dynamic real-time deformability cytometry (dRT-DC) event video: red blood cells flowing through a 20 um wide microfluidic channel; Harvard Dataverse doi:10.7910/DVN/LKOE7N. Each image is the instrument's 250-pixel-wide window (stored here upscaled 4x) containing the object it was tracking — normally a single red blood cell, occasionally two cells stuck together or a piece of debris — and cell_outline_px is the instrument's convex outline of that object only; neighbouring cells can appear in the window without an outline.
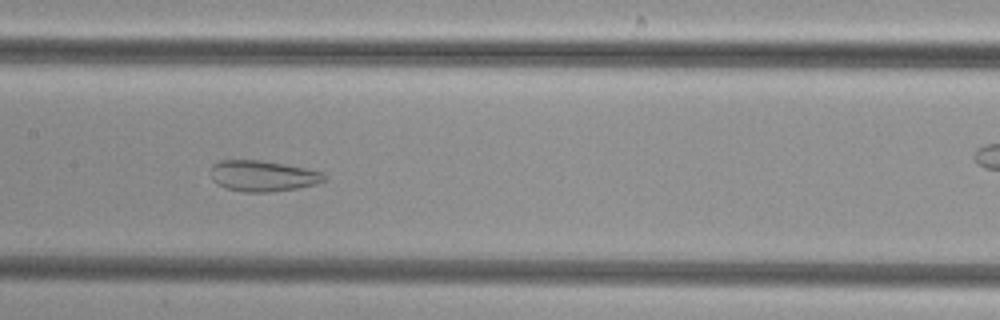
{"species": "common noctule bat (a hibernating species)", "species_latin": "Nyctalus noctula", "temperature_condition": "cold", "stored_images_in_passage": 52, "camera_frame_rate_fps": 3000, "um_per_image_px": 0.085, "animal": {"sex": "female", "body_mass_g": 29.2, "forearm_length_mm": 56.3}, "frame": {"image": 1, "passage_image": 25, "time_ms": 8.0, "image_size_px": [1000, 320], "cell_outline_px": [[328, 180], [316, 184], [296, 188], [268, 192], [244, 192], [224, 188], [216, 184], [212, 180], [212, 164], [220, 160], [264, 160], [308, 168], [324, 172], [328, 176]], "centroid_in_image_um": [22.38, 14.95], "position_along_channel_um": 185.0, "area_um2": 20.81}}
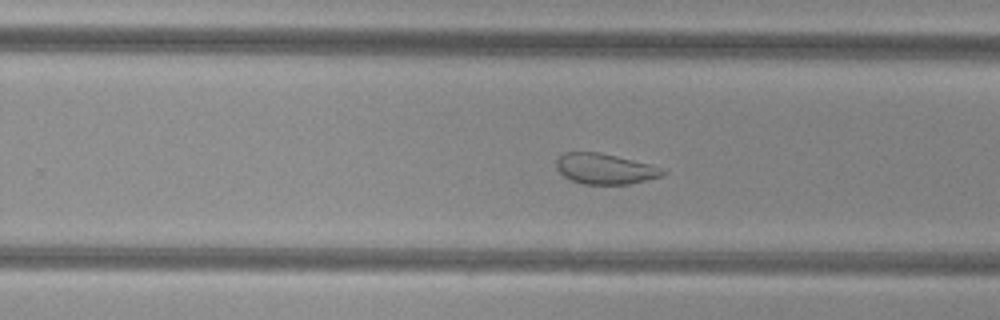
{"frame": {"image": 2, "passage_image": 32, "time_ms": 10.333, "image_size_px": [1000, 320], "cell_outline_px": [[668, 172], [660, 176], [628, 184], [584, 184], [572, 180], [564, 176], [556, 168], [556, 160], [564, 152], [600, 152], [652, 164]], "centroid_in_image_um": [51.41, 14.33], "position_along_channel_um": 278.4, "area_um2": 18.84}}
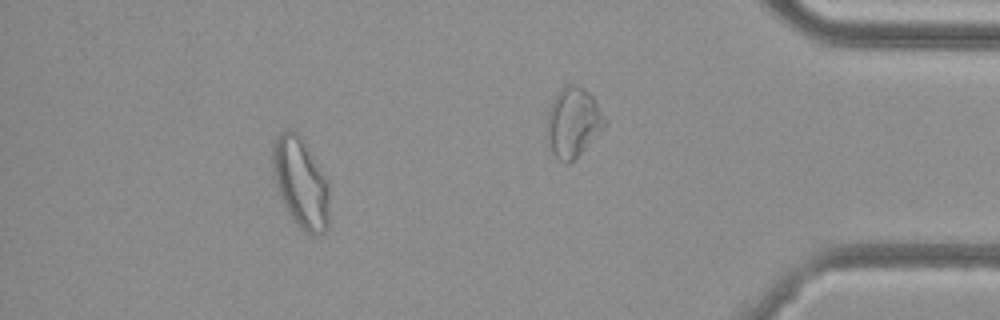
{"frame": {"image": 3, "passage_image": 46, "time_ms": 15.0, "image_size_px": [1000, 320], "cell_outline_px": [[328, 228], [324, 232], [316, 236], [304, 232], [292, 220], [284, 204], [272, 168], [272, 144], [280, 132], [288, 128], [292, 128], [300, 136], [328, 180]], "centroid_in_image_um": [25.56, 15.53], "position_along_channel_um": 409.6, "area_um2": 29.65}}